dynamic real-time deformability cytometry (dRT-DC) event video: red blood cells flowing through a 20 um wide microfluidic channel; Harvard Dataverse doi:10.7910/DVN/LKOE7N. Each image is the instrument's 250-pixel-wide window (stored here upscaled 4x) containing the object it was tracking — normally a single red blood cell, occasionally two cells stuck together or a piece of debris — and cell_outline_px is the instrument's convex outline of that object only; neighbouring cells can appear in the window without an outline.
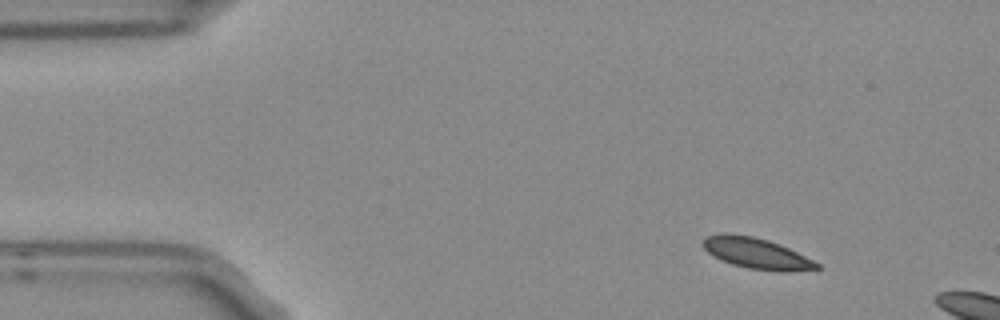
{"species": "Egyptian fruit bat (a non-hibernating species)", "species_latin": "Rousettus aegyptiacus", "temperature_condition": "room temperature", "stored_images_in_passage": 3, "camera_frame_rate_fps": 3000, "um_per_image_px": 0.085, "frame": {"image": 1, "passage_image": 1, "time_ms": 0.0, "image_size_px": [1000, 320], "cell_outline_px": [[820, 268], [788, 272], [780, 272], [748, 268], [732, 264], [720, 260], [712, 256], [700, 244], [704, 236], [720, 232], [728, 232], [752, 236], [768, 240], [780, 244], [820, 264]], "centroid_in_image_um": [64.21, 21.51], "position_along_channel_um": 20.8, "area_um2": 20.75}}